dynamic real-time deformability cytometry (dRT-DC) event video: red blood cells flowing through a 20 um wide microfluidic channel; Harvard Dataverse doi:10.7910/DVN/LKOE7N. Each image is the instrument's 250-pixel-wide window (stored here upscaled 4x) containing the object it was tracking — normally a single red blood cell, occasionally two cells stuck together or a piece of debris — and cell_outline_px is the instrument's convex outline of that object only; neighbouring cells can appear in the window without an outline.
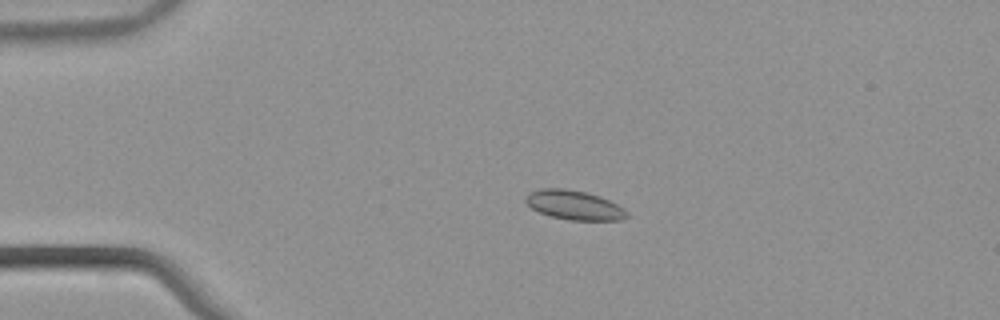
{"species": "common noctule bat (a hibernating species)", "species_latin": "Nyctalus noctula", "temperature_condition": "warm", "stored_images_in_passage": 50, "camera_frame_rate_fps": 3000, "um_per_image_px": 0.085, "animal": {"sex": "male", "body_mass_g": 21.5, "forearm_length_mm": 52.0}, "frame": {"image": 1, "passage_image": 8, "time_ms": 2.333, "image_size_px": [1000, 320], "cell_outline_px": [[628, 216], [620, 220], [568, 220], [552, 216], [540, 212], [532, 208], [524, 200], [524, 196], [528, 192], [540, 188], [564, 188], [588, 192], [600, 196], [624, 208], [628, 212]], "centroid_in_image_um": [48.79, 17.41], "position_along_channel_um": 36.2, "area_um2": 17.4}}
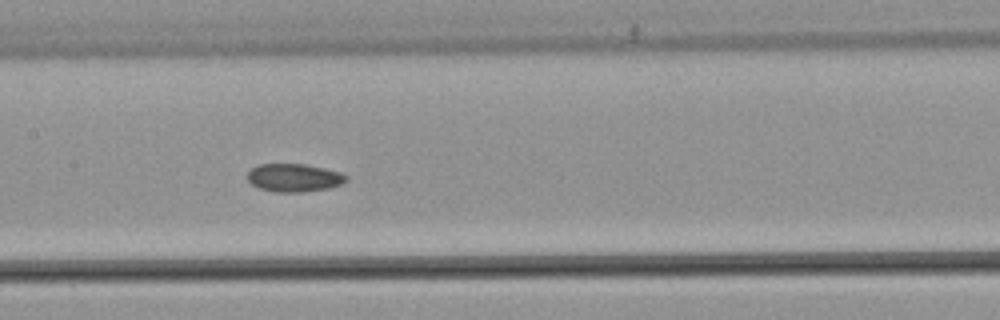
{"frame": {"image": 2, "passage_image": 23, "time_ms": 7.333, "image_size_px": [1000, 320], "cell_outline_px": [[348, 180], [340, 184], [328, 188], [300, 192], [276, 192], [260, 188], [252, 184], [248, 180], [248, 172], [252, 168], [260, 164], [304, 164], [324, 168], [340, 172], [348, 176]], "centroid_in_image_um": [25.01, 15.1], "position_along_channel_um": 182.4, "area_um2": 16.01}}
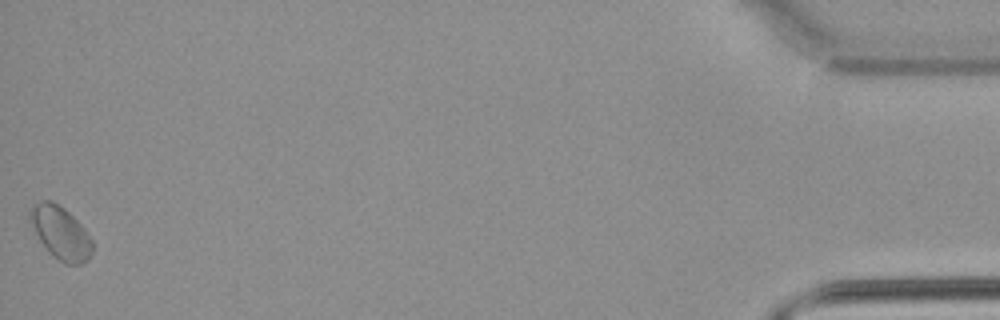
{"frame": {"image": 3, "passage_image": 50, "time_ms": 16.333, "image_size_px": [1000, 320], "cell_outline_px": [[92, 252], [88, 260], [80, 264], [64, 264], [52, 256], [48, 252], [40, 240], [28, 220], [28, 208], [32, 204], [40, 200], [52, 200], [64, 208], [84, 228], [92, 240]], "centroid_in_image_um": [5.11, 19.77], "position_along_channel_um": 430.1, "area_um2": 19.42}}